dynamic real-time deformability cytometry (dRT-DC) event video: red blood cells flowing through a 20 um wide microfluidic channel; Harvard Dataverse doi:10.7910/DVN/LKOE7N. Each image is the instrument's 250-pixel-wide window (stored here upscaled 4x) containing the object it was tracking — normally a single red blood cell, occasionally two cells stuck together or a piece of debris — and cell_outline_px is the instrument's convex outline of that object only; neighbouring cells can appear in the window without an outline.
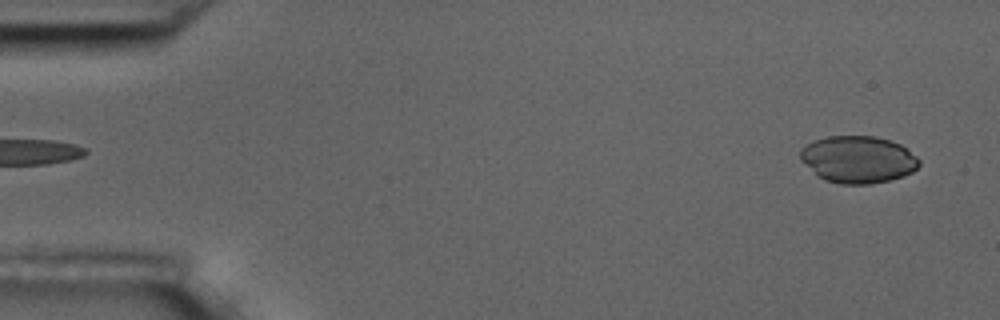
{"species": "common noctule bat (a hibernating species)", "species_latin": "Nyctalus noctula", "temperature_condition": "room temperature", "stored_images_in_passage": 5, "segment_of_instrument_passage": [2, 2], "camera_frame_rate_fps": 3000, "um_per_image_px": 0.085, "animal": {"sex": "male", "body_mass_g": 17.5, "forearm_length_mm": 52.3}, "frame": {"image": 1, "passage_image": 5, "time_ms": 4.333, "image_size_px": [1000, 320], "cell_outline_px": [[920, 164], [912, 172], [904, 176], [872, 184], [840, 184], [824, 180], [800, 160], [800, 148], [816, 140], [828, 136], [876, 136], [900, 144], [916, 156], [920, 160]], "centroid_in_image_um": [72.94, 13.56], "position_along_channel_um": 12.1, "area_um2": 32.48}}